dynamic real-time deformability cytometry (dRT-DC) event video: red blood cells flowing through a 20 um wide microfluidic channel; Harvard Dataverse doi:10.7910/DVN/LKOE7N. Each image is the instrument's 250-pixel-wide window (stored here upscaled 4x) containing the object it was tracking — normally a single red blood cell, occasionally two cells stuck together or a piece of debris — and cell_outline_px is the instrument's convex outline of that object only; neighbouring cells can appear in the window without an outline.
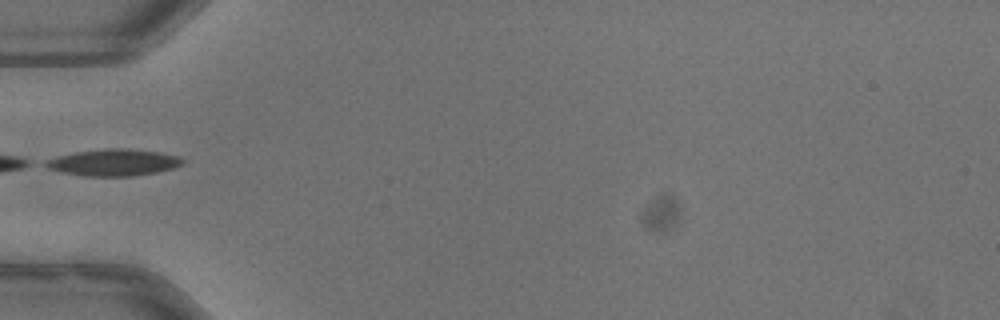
{"species": "common noctule bat (a hibernating species)", "species_latin": "Nyctalus noctula", "temperature_condition": "warm", "stored_images_in_passage": 18, "camera_frame_rate_fps": 3000, "um_per_image_px": 0.085, "animal": {"sex": "male", "body_mass_g": 13.3}, "frame": {"image": 1, "passage_image": 1, "time_ms": 0.0, "image_size_px": [1000, 320], "cell_outline_px": [[184, 164], [176, 168], [156, 172], [132, 176], [84, 176], [60, 172], [48, 168], [40, 164], [44, 160], [56, 156], [76, 152], [104, 148], [128, 148], [160, 152], [180, 156], [184, 160]], "centroid_in_image_um": [9.64, 13.8], "position_along_channel_um": 75.4, "area_um2": 21.73}}